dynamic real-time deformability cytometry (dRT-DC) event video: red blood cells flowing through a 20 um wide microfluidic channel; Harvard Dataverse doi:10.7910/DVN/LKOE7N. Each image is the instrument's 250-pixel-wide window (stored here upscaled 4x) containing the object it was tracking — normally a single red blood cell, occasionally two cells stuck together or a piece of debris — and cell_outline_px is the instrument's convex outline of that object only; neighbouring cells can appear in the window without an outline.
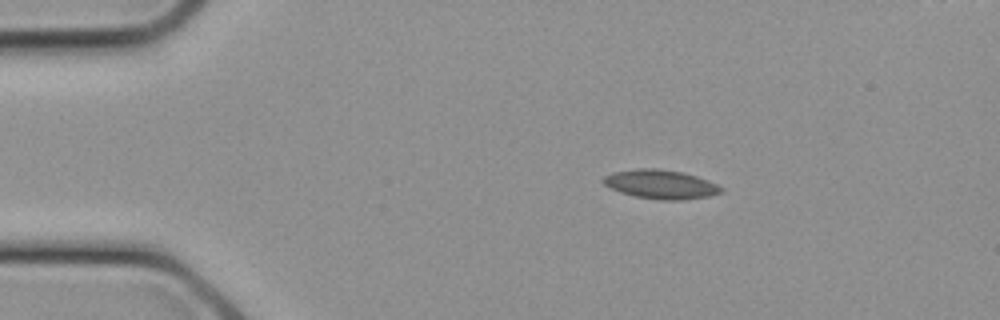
{"species": "common noctule bat (a hibernating species)", "species_latin": "Nyctalus noctula", "temperature_condition": "cold", "stored_images_in_passage": 6, "camera_frame_rate_fps": 3000, "um_per_image_px": 0.085, "animal": {"sex": "female", "body_mass_g": 21.9}, "frame": {"image": 1, "passage_image": 1, "time_ms": 0.0, "image_size_px": [1000, 320], "cell_outline_px": [[724, 192], [708, 196], [684, 200], [660, 200], [636, 196], [620, 192], [604, 184], [600, 180], [604, 176], [612, 172], [640, 168], [656, 168], [680, 172], [696, 176], [708, 180], [724, 188]], "centroid_in_image_um": [56.17, 15.67], "position_along_channel_um": 28.8, "area_um2": 19.88}}
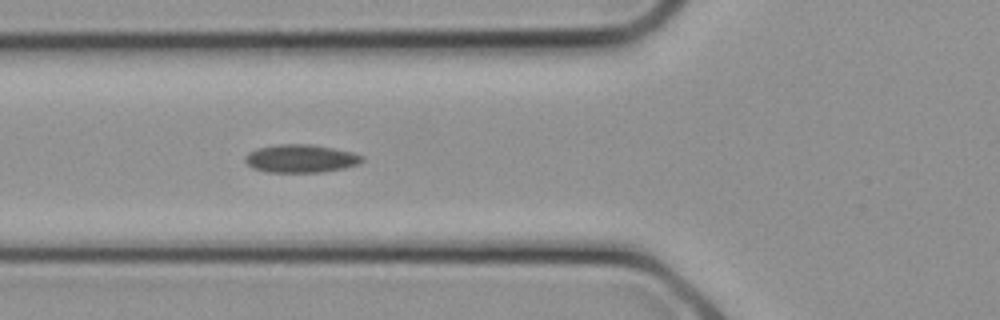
{"frame": {"image": 2, "passage_image": 6, "time_ms": 1.667, "image_size_px": [1000, 320], "cell_outline_px": [[364, 160], [360, 164], [344, 168], [320, 172], [268, 172], [252, 168], [244, 160], [244, 156], [248, 152], [256, 148], [280, 144], [312, 144], [352, 152], [364, 156]], "centroid_in_image_um": [25.56, 13.47], "position_along_channel_um": 100.2, "area_um2": 19.25}}